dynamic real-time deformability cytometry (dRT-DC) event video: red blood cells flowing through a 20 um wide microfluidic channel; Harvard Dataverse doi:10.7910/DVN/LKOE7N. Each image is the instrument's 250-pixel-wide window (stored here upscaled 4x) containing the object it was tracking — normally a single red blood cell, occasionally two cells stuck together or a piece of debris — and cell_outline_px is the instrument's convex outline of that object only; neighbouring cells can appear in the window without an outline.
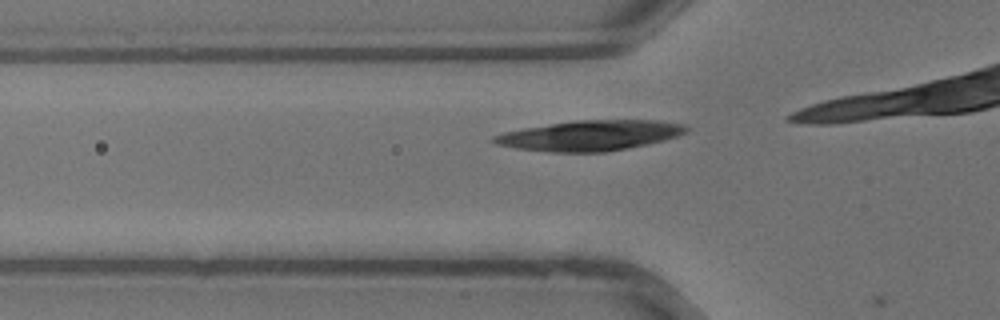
{"species": "common noctule bat (a hibernating species)", "species_latin": "Nyctalus noctula", "temperature_condition": "warm", "stored_images_in_passage": 5, "camera_frame_rate_fps": 3000, "um_per_image_px": 0.085, "animal": {"sex": "male", "body_mass_g": 13.3}, "frame": {"image": 1, "passage_image": 4, "time_ms": 1.0, "image_size_px": [1000, 320], "cell_outline_px": [[688, 132], [664, 140], [648, 144], [628, 148], [604, 152], [548, 152], [516, 148], [496, 144], [492, 140], [492, 136], [504, 132], [524, 128], [576, 120], [660, 120], [684, 124], [688, 128]], "centroid_in_image_um": [50.17, 11.52], "position_along_channel_um": 75.6, "area_um2": 33.87}}